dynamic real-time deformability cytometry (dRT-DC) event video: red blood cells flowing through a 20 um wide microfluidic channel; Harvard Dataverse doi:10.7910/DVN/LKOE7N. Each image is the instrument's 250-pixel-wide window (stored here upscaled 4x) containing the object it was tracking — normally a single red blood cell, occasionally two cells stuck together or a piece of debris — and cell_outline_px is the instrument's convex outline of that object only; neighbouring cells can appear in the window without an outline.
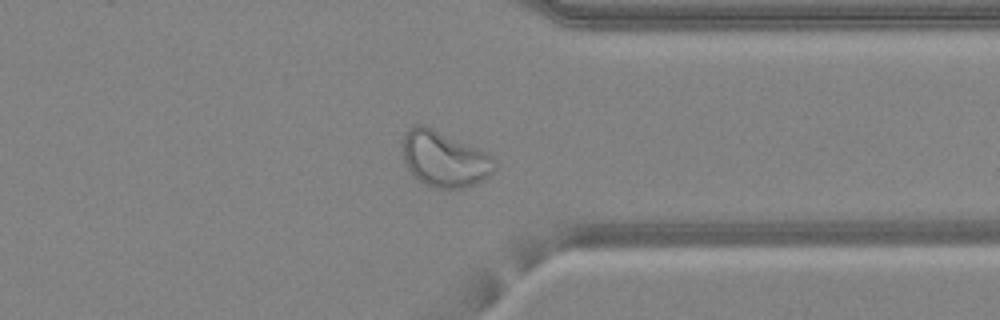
{"species": "common noctule bat (a hibernating species)", "species_latin": "Nyctalus noctula", "temperature_condition": "warm", "stored_images_in_passage": 36, "camera_frame_rate_fps": 3000, "um_per_image_px": 0.085, "animal": {"sex": "female", "body_mass_g": 24.6, "forearm_length_mm": 56.2}, "frame": {"image": 1, "passage_image": 26, "time_ms": 8.333, "image_size_px": [1000, 320], "cell_outline_px": [[496, 168], [484, 180], [464, 188], [436, 188], [424, 184], [408, 168], [404, 160], [404, 136], [416, 124], [424, 124], [476, 148], [492, 156], [496, 160]], "centroid_in_image_um": [37.8, 13.54], "position_along_channel_um": 373.6, "area_um2": 29.25}, "authors_computed_cell_mechanics": {"area_um2": 27.4839, "velocity_mm_per_s": 4.2238, "shape_relaxation_time_tau1_ms": null, "shape_relaxation_time_tau2_ms": 1.4872, "deformation_change_tau1": null, "deformation_change_tau2": 0.0809}}